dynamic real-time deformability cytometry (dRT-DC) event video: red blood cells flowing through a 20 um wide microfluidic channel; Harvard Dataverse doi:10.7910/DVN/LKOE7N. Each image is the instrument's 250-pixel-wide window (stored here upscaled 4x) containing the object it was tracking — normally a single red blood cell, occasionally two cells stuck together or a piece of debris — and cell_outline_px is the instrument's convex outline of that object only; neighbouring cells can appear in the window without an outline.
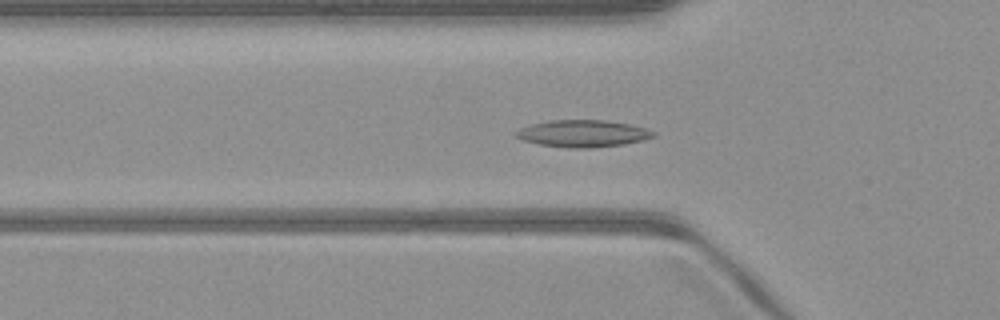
{"species": "common noctule bat (a hibernating species)", "species_latin": "Nyctalus noctula", "temperature_condition": "warm", "stored_images_in_passage": 51, "camera_frame_rate_fps": 3000, "um_per_image_px": 0.085, "animal": {"sex": "male", "body_mass_g": 23.1, "forearm_length_mm": 52.7}, "frame": {"image": 1, "passage_image": 17, "time_ms": 5.333, "image_size_px": [1000, 320], "cell_outline_px": [[656, 136], [644, 140], [624, 144], [592, 148], [572, 148], [540, 144], [524, 140], [516, 136], [516, 132], [520, 128], [532, 124], [548, 120], [608, 120], [632, 124], [656, 132]], "centroid_in_image_um": [49.6, 11.34], "position_along_channel_um": 76.2, "area_um2": 21.62}}
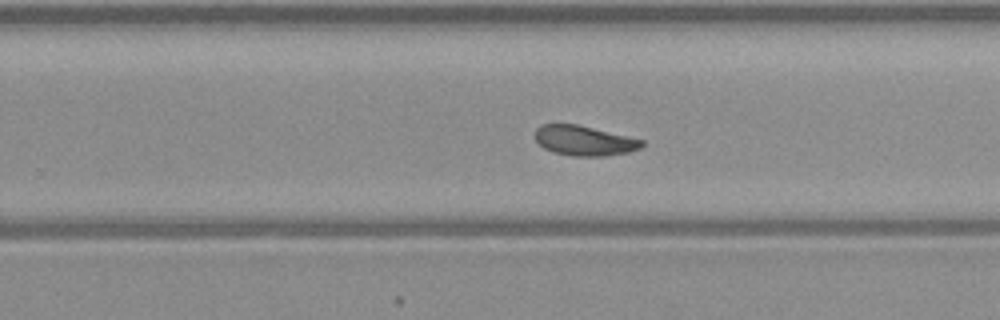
{"frame": {"image": 2, "passage_image": 32, "time_ms": 10.333, "image_size_px": [1000, 320], "cell_outline_px": [[644, 144], [640, 148], [628, 152], [604, 156], [572, 156], [552, 152], [544, 148], [536, 140], [536, 128], [540, 124], [576, 124], [644, 140]], "centroid_in_image_um": [49.64, 11.96], "position_along_channel_um": 280.2, "area_um2": 18.5}}
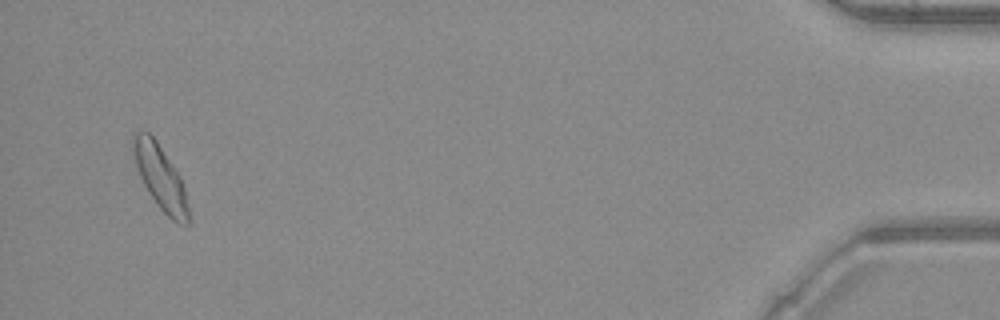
{"frame": {"image": 3, "passage_image": 49, "time_ms": 16.0, "image_size_px": [1000, 320], "cell_outline_px": [[188, 224], [176, 224], [156, 204], [148, 192], [140, 176], [132, 152], [132, 132], [140, 128], [148, 132], [156, 140], [180, 176], [184, 188], [188, 204]], "centroid_in_image_um": [13.59, 15.03], "position_along_channel_um": 421.6, "area_um2": 20.69}, "authors_computed_cell_mechanics": {"area_um2": 19.8832, "velocity_mm_per_s": 4.0622, "shape_relaxation_time_tau1_ms": 6.2913, "shape_relaxation_time_tau2_ms": 6.7004, "deformation_change_tau1": 0.1306, "deformation_change_tau2": 0.1386}}